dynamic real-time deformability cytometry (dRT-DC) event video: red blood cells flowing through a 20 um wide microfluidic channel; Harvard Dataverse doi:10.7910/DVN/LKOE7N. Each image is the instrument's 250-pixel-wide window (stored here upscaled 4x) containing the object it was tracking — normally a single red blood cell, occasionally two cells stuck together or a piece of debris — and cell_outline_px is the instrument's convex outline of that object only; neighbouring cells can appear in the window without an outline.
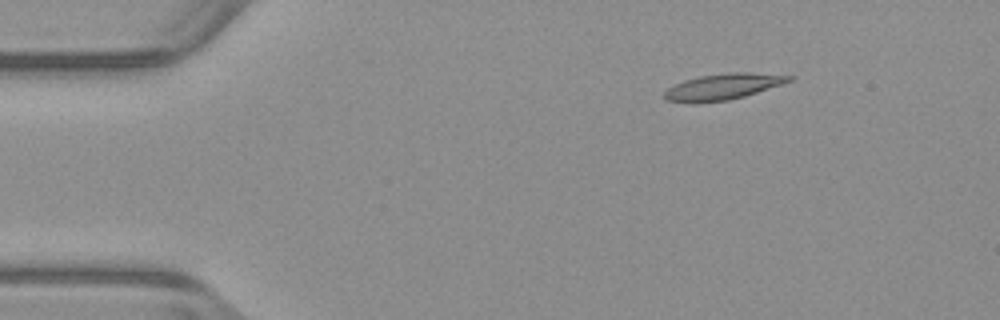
{"species": "common noctule bat (a hibernating species)", "species_latin": "Nyctalus noctula", "temperature_condition": "warm", "stored_images_in_passage": 46, "camera_frame_rate_fps": 3000, "um_per_image_px": 0.085, "animal": {"sex": "male", "body_mass_g": 23.1, "forearm_length_mm": 52.7}, "frame": {"image": 1, "passage_image": 1, "time_ms": 0.0, "image_size_px": [1000, 320], "cell_outline_px": [[796, 76], [792, 80], [744, 96], [728, 100], [664, 100], [664, 92], [668, 88], [684, 80], [700, 76], [728, 72], [748, 72]], "centroid_in_image_um": [61.52, 7.31], "position_along_channel_um": 23.5, "area_um2": 17.98}}
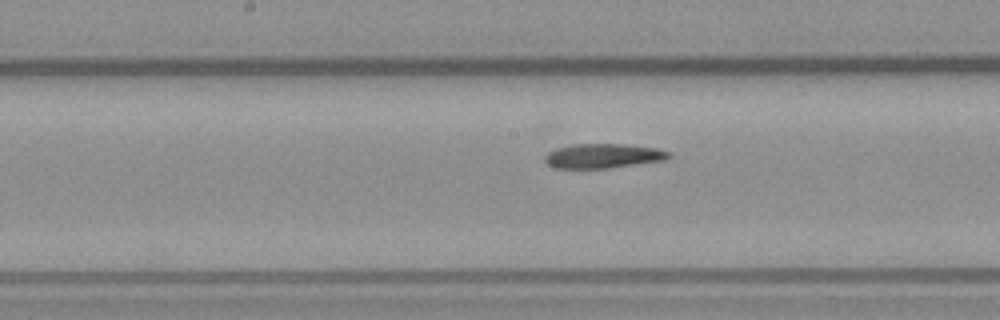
{"frame": {"image": 2, "passage_image": 20, "time_ms": 6.333, "image_size_px": [1000, 320], "cell_outline_px": [[672, 156], [668, 160], [608, 168], [556, 168], [548, 164], [544, 160], [544, 156], [548, 152], [556, 148], [572, 144], [624, 144], [656, 148], [672, 152]], "centroid_in_image_um": [51.31, 13.25], "position_along_channel_um": 196.9, "area_um2": 17.86}}
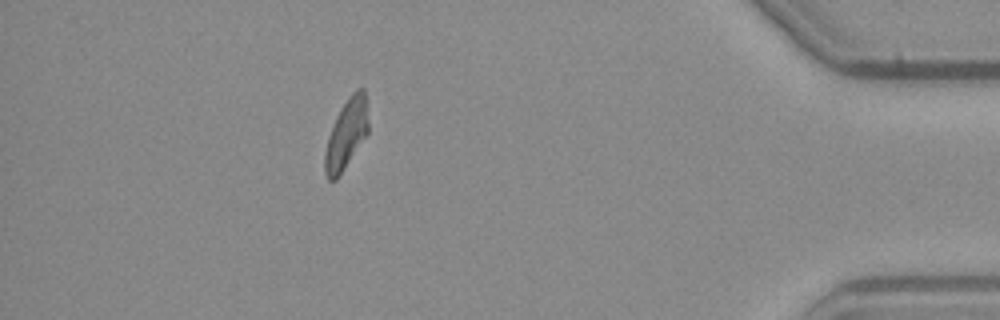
{"frame": {"image": 3, "passage_image": 40, "time_ms": 13.0, "image_size_px": [1000, 320], "cell_outline_px": [[368, 132], [336, 180], [328, 180], [324, 172], [324, 156], [328, 136], [336, 116], [340, 108], [348, 96], [356, 88], [364, 88], [368, 120]], "centroid_in_image_um": [29.42, 11.37], "position_along_channel_um": 405.8, "area_um2": 17.51}, "authors_computed_cell_mechanics": {"area_um2": 18.1781, "velocity_mm_per_s": 3.9348, "shape_relaxation_time_tau1_ms": 8.0644, "shape_relaxation_time_tau2_ms": 2.7706, "deformation_change_tau1": 0.2756, "deformation_change_tau2": 0.1186}}